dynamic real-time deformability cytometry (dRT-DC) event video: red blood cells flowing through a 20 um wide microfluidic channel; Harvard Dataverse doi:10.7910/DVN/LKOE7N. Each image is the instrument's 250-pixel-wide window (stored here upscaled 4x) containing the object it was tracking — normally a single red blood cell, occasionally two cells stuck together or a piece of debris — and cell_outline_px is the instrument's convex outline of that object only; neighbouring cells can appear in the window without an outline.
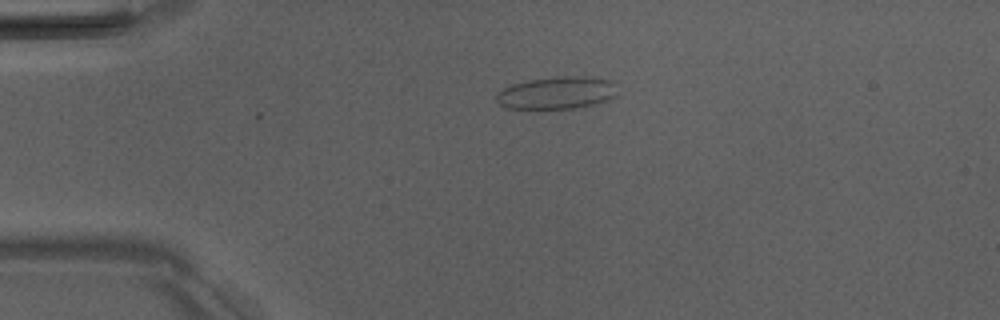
{"species": "Egyptian fruit bat (a non-hibernating species)", "species_latin": "Rousettus aegyptiacus", "temperature_condition": "room temperature", "stored_images_in_passage": 2, "camera_frame_rate_fps": 3000, "um_per_image_px": 0.085, "animal": {"sex": "male"}, "frame": {"image": 1, "passage_image": 1, "time_ms": 0.0, "image_size_px": [1000, 320], "cell_outline_px": [[616, 96], [592, 104], [576, 108], [508, 108], [500, 104], [496, 100], [496, 92], [512, 84], [528, 80], [560, 76], [584, 76], [612, 80]], "centroid_in_image_um": [47.29, 7.88], "position_along_channel_um": 37.7, "area_um2": 22.54}}